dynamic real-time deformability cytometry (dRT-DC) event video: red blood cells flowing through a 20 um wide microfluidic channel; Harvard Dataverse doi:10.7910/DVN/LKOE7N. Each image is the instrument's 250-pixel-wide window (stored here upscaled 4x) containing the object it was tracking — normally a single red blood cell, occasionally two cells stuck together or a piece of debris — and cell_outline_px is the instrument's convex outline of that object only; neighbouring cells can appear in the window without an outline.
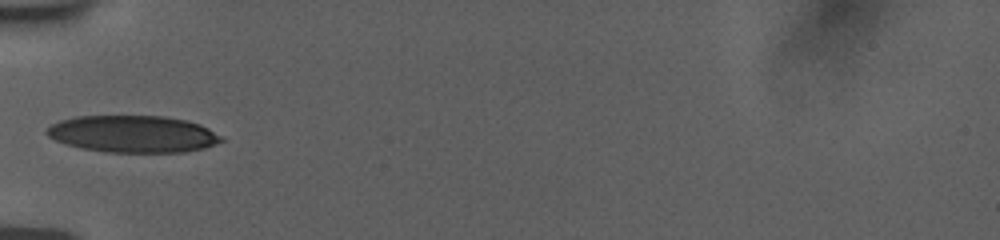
{"species": "human", "species_latin": "Homo sapiens", "temperature_condition": "room temperature", "stored_images_in_passage": 2, "camera_frame_rate_fps": 3000, "um_per_image_px": 0.085, "donor": {"sex": "female"}, "frame": {"image": 1, "passage_image": 1, "time_ms": 0.0, "image_size_px": [1000, 240], "cell_outline_px": [[224, 140], [216, 144], [204, 148], [184, 152], [108, 152], [80, 148], [56, 140], [48, 136], [44, 132], [52, 124], [60, 120], [76, 116], [164, 116], [188, 120], [200, 124], [224, 136]], "centroid_in_image_um": [11.34, 11.38], "position_along_channel_um": 73.7, "area_um2": 37.74}}